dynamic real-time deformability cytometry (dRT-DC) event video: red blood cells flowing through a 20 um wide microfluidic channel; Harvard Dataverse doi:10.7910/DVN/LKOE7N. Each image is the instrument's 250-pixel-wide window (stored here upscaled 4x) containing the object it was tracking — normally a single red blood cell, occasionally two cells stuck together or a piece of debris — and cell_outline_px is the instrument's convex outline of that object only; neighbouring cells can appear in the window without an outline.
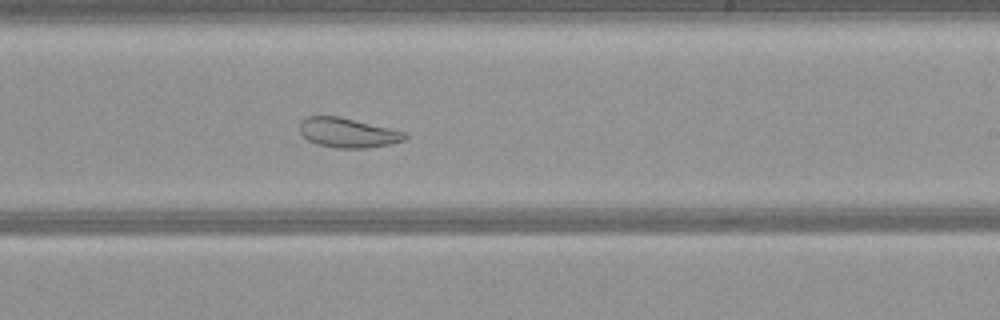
{"species": "common noctule bat (a hibernating species)", "species_latin": "Nyctalus noctula", "temperature_condition": "warm", "stored_images_in_passage": 53, "camera_frame_rate_fps": 3000, "um_per_image_px": 0.085, "animal": {"sex": "female", "body_mass_g": 21.9}, "frame": {"image": 1, "passage_image": 31, "time_ms": 10.0, "image_size_px": [1000, 320], "cell_outline_px": [[408, 136], [404, 140], [388, 144], [368, 148], [336, 148], [316, 144], [308, 140], [300, 132], [300, 120], [304, 116], [340, 116], [408, 132]], "centroid_in_image_um": [29.56, 11.27], "position_along_channel_um": 259.4, "area_um2": 18.38}}